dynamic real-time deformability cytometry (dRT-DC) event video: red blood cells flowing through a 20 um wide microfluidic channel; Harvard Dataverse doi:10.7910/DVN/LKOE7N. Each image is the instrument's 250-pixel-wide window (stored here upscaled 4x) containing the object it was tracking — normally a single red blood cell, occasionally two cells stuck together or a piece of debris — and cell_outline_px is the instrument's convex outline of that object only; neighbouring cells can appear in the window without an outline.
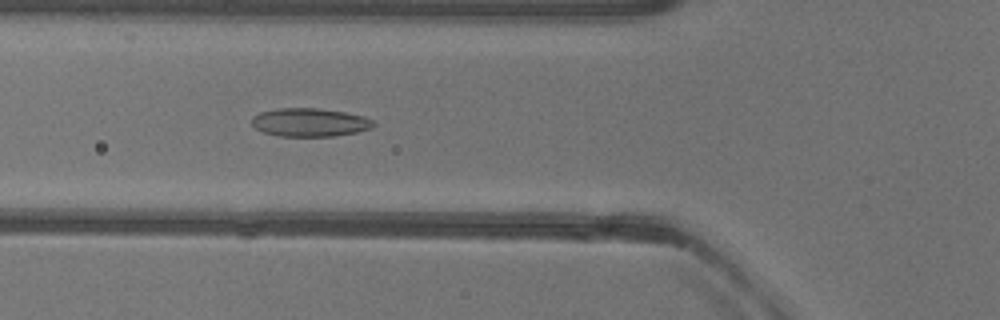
{"species": "common noctule bat (a hibernating species)", "species_latin": "Nyctalus noctula", "temperature_condition": "warm", "stored_images_in_passage": 50, "camera_frame_rate_fps": 3000, "um_per_image_px": 0.085, "animal": {"sex": "female"}, "frame": {"image": 1, "passage_image": 17, "time_ms": 5.333, "image_size_px": [1000, 320], "cell_outline_px": [[376, 124], [372, 128], [356, 132], [332, 136], [280, 136], [264, 132], [256, 128], [252, 124], [252, 116], [260, 112], [276, 108], [320, 108], [344, 112], [364, 116], [372, 120]], "centroid_in_image_um": [26.33, 10.39], "position_along_channel_um": 99.5, "area_um2": 20.11}}
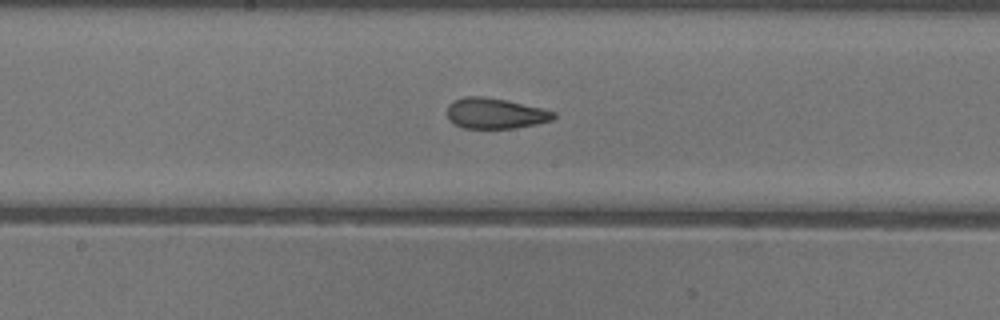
{"frame": {"image": 2, "passage_image": 25, "time_ms": 8.0, "image_size_px": [1000, 320], "cell_outline_px": [[556, 116], [552, 120], [536, 124], [512, 128], [464, 128], [448, 120], [448, 104], [452, 100], [464, 96], [480, 96], [504, 100], [540, 108], [556, 112]], "centroid_in_image_um": [42.06, 9.63], "position_along_channel_um": 206.1, "area_um2": 18.79}}
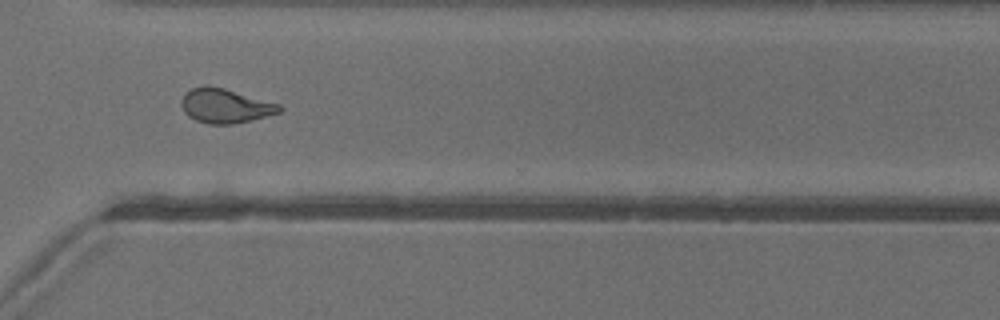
{"frame": {"image": 3, "passage_image": 36, "time_ms": 11.667, "image_size_px": [1000, 320], "cell_outline_px": [[284, 108], [280, 112], [252, 120], [232, 124], [208, 124], [196, 120], [188, 116], [184, 112], [180, 104], [180, 100], [184, 92], [192, 88], [224, 88], [280, 104]], "centroid_in_image_um": [19.15, 9.02], "position_along_channel_um": 351.5, "area_um2": 19.36}, "authors_computed_cell_mechanics": {"area_um2": 20.23, "velocity_mm_per_s": 3.9761, "shape_relaxation_time_tau1_ms": null, "shape_relaxation_time_tau2_ms": 1.7822, "deformation_change_tau1": null, "deformation_change_tau2": 0.0849}}